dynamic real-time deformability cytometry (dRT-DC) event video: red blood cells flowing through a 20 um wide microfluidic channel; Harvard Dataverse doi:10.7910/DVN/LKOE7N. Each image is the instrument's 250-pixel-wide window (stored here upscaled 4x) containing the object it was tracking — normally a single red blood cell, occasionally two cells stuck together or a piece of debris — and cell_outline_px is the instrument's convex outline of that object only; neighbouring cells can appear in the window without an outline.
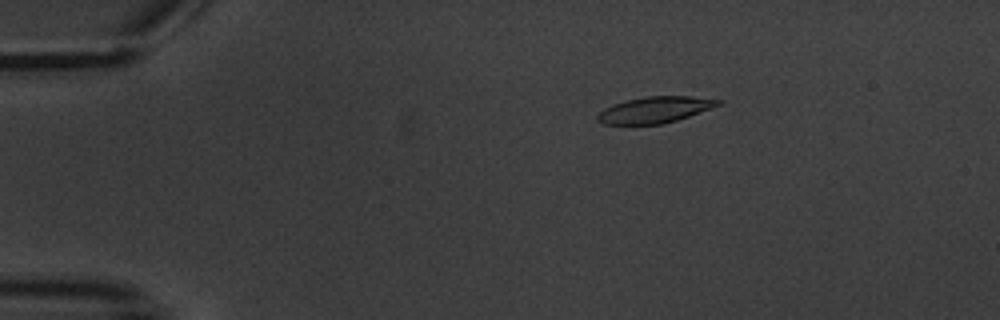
{"species": "common noctule bat (a hibernating species)", "species_latin": "Nyctalus noctula", "temperature_condition": "warm", "stored_images_in_passage": 6, "camera_frame_rate_fps": 3000, "um_per_image_px": 0.085, "animal": {"sex": "male", "body_mass_g": 20.1, "forearm_length_mm": 53.5}, "frame": {"image": 1, "passage_image": 3, "time_ms": 2.333, "image_size_px": [1000, 320], "cell_outline_px": [[724, 100], [720, 104], [688, 116], [664, 124], [604, 124], [596, 120], [596, 116], [604, 108], [612, 104], [628, 100], [648, 96], [692, 96]], "centroid_in_image_um": [55.64, 9.33], "position_along_channel_um": 29.4, "area_um2": 18.26}}